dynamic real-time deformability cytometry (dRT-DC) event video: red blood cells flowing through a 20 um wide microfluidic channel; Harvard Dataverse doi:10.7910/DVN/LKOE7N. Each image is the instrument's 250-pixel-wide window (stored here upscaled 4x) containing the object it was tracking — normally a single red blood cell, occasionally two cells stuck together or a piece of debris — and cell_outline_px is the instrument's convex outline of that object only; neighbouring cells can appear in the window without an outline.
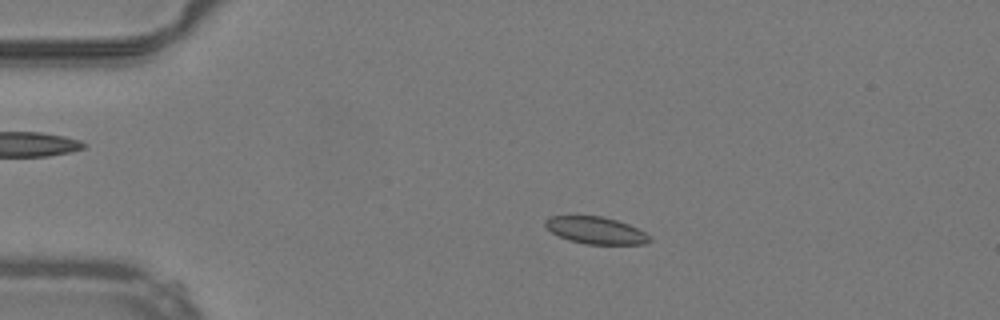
{"species": "common noctule bat (a hibernating species)", "species_latin": "Nyctalus noctula", "temperature_condition": "warm", "stored_images_in_passage": 53, "camera_frame_rate_fps": 3000, "um_per_image_px": 0.085, "animal": {"sex": "male", "body_mass_g": 19.2, "forearm_length_mm": 51.8}, "frame": {"image": 1, "passage_image": 12, "time_ms": 3.667, "image_size_px": [1000, 320], "cell_outline_px": [[652, 240], [648, 244], [588, 244], [568, 240], [552, 232], [544, 224], [544, 220], [548, 216], [600, 216], [616, 220], [628, 224], [652, 236]], "centroid_in_image_um": [50.66, 19.58], "position_along_channel_um": 34.3, "area_um2": 16.42}}
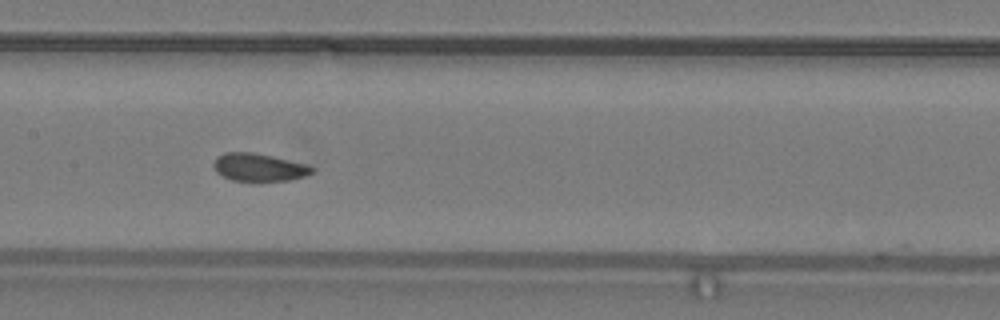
{"frame": {"image": 2, "passage_image": 27, "time_ms": 8.667, "image_size_px": [1000, 320], "cell_outline_px": [[316, 168], [312, 172], [304, 176], [288, 180], [260, 184], [232, 180], [216, 172], [212, 164], [216, 156], [224, 152], [252, 152], [272, 156], [308, 164]], "centroid_in_image_um": [22.0, 14.25], "position_along_channel_um": 185.4, "area_um2": 16.65}}
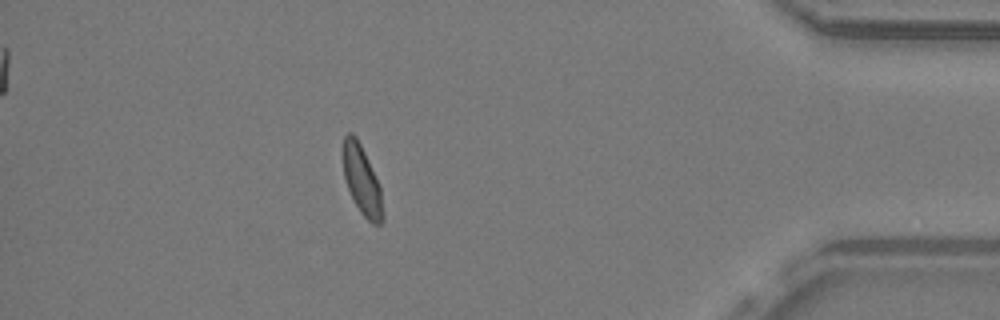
{"frame": {"image": 3, "passage_image": 47, "time_ms": 15.333, "image_size_px": [1000, 320], "cell_outline_px": [[384, 220], [380, 224], [372, 224], [360, 212], [348, 188], [344, 176], [340, 152], [344, 136], [348, 132], [352, 132], [356, 136], [380, 184], [384, 212]], "centroid_in_image_um": [30.75, 15.29], "position_along_channel_um": 404.5, "area_um2": 16.42}, "authors_computed_cell_mechanics": {"area_um2": 16.5308, "velocity_mm_per_s": 3.9675, "shape_relaxation_time_tau1_ms": 4.6288, "shape_relaxation_time_tau2_ms": 0.9919, "deformation_change_tau1": 0.0867, "deformation_change_tau2": 0.045}}